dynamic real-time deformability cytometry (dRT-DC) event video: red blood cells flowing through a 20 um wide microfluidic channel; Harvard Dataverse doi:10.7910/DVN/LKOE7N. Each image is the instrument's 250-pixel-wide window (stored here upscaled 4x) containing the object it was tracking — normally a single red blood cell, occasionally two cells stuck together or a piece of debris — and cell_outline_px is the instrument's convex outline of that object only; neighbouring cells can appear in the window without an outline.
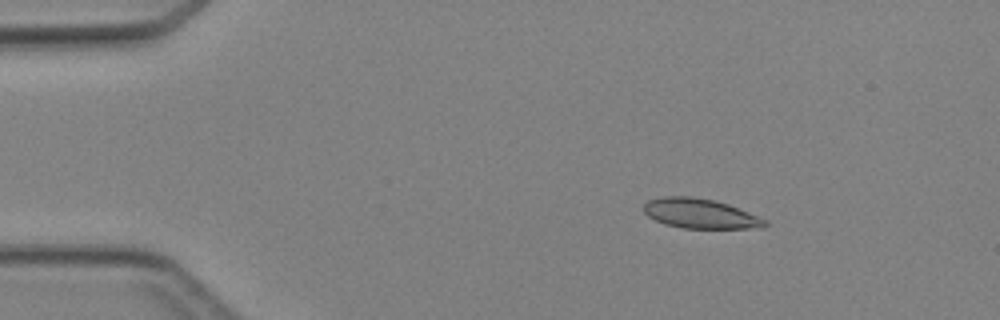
{"species": "Egyptian fruit bat (a non-hibernating species)", "species_latin": "Rousettus aegyptiacus", "temperature_condition": "cold", "stored_images_in_passage": 5, "camera_frame_rate_fps": 3000, "um_per_image_px": 0.085, "animal": {"sex": "female"}, "frame": {"image": 1, "passage_image": 3, "time_ms": 2.333, "image_size_px": [1000, 320], "cell_outline_px": [[768, 224], [764, 228], [684, 228], [664, 224], [648, 216], [644, 212], [644, 204], [648, 200], [664, 196], [692, 196], [716, 200], [728, 204], [768, 220]], "centroid_in_image_um": [59.54, 18.15], "position_along_channel_um": 25.5, "area_um2": 21.1}}
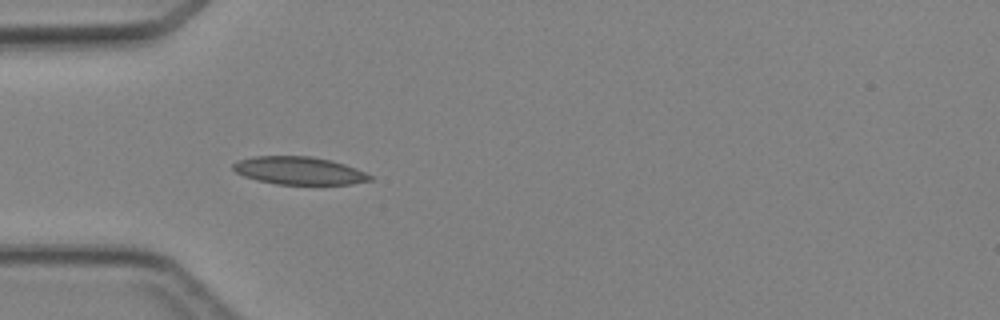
{"frame": {"image": 2, "passage_image": 5, "time_ms": 4.667, "image_size_px": [1000, 320], "cell_outline_px": [[376, 176], [372, 180], [352, 184], [276, 184], [256, 180], [244, 176], [236, 172], [232, 168], [232, 164], [236, 160], [252, 156], [312, 156], [332, 160], [356, 168]], "centroid_in_image_um": [25.44, 14.5], "position_along_channel_um": 59.6, "area_um2": 22.48}}